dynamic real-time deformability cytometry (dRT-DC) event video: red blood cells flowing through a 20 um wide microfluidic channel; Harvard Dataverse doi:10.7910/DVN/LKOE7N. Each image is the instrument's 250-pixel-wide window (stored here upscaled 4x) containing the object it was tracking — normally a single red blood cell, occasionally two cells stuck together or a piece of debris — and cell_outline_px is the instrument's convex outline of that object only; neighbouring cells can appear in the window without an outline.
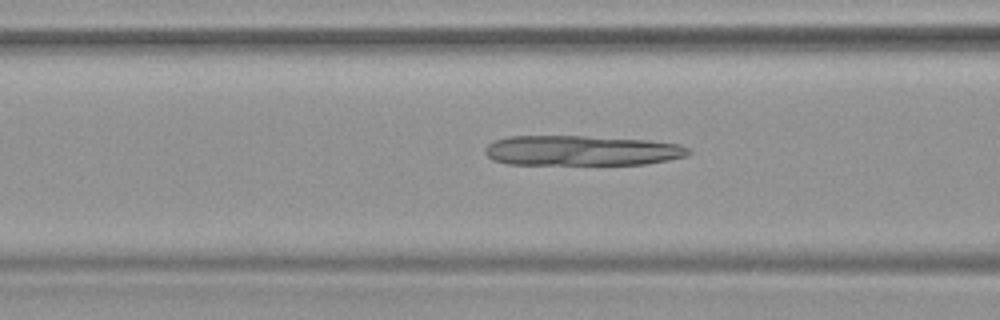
{"species": "common noctule bat (a hibernating species)", "species_latin": "Nyctalus noctula", "temperature_condition": "warm", "stored_images_in_passage": 53, "camera_frame_rate_fps": 3000, "um_per_image_px": 0.085, "animal": {"sex": "female", "body_mass_g": 19.9}, "frame": {"image": 1, "passage_image": 21, "time_ms": 6.667, "image_size_px": [1000, 320], "cell_outline_px": [[692, 152], [688, 156], [668, 160], [644, 164], [508, 164], [492, 160], [484, 152], [484, 148], [488, 144], [496, 140], [508, 136], [584, 136], [652, 140], [680, 144], [688, 148]], "centroid_in_image_um": [49.45, 12.79], "position_along_channel_um": 117.1, "area_um2": 35.89}}
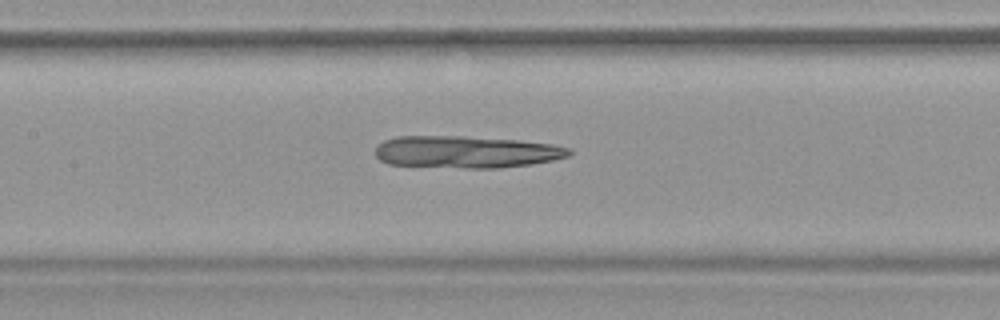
{"frame": {"image": 2, "passage_image": 25, "time_ms": 8.0, "image_size_px": [1000, 320], "cell_outline_px": [[572, 152], [568, 156], [552, 160], [532, 164], [500, 168], [464, 168], [388, 164], [380, 160], [376, 156], [376, 148], [384, 140], [396, 136], [464, 136], [520, 140], [552, 144], [568, 148]], "centroid_in_image_um": [39.62, 12.91], "position_along_channel_um": 167.8, "area_um2": 36.3}}
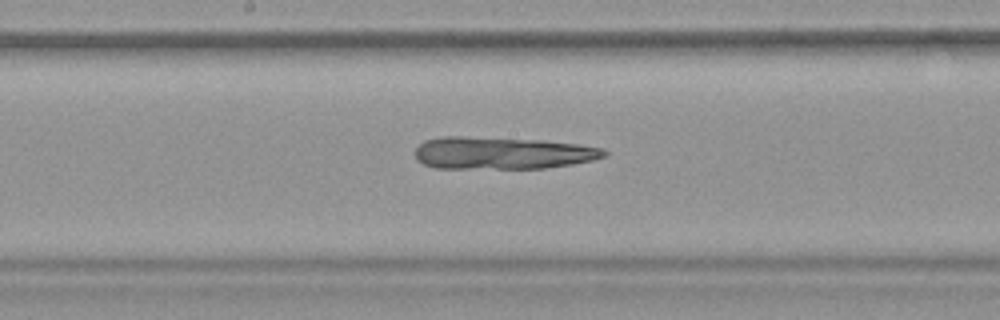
{"frame": {"image": 3, "passage_image": 28, "time_ms": 9.0, "image_size_px": [1000, 320], "cell_outline_px": [[608, 156], [592, 160], [572, 164], [544, 168], [436, 168], [424, 164], [416, 160], [416, 148], [424, 140], [440, 136], [464, 136], [544, 140], [580, 144], [604, 148], [608, 152]], "centroid_in_image_um": [42.71, 13.0], "position_along_channel_um": 205.5, "area_um2": 35.89}}